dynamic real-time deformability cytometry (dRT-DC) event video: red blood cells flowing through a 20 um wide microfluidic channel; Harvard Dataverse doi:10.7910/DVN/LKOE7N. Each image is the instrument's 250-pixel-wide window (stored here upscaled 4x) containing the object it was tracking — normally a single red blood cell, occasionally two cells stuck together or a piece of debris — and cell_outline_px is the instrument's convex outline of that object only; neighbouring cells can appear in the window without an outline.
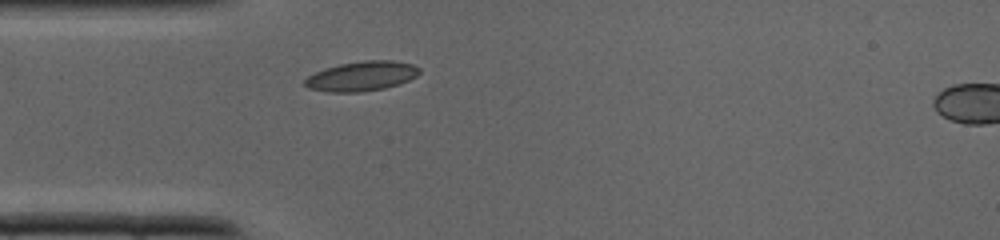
{"species": "common noctule bat (a hibernating species)", "species_latin": "Nyctalus noctula", "temperature_condition": "cold", "stored_images_in_passage": 28, "camera_frame_rate_fps": 3000, "um_per_image_px": 0.085, "animal": {"sex": "male", "body_mass_g": 19.0, "forearm_length_mm": 50.8}, "frame": {"image": 1, "passage_image": 1, "time_ms": 0.0, "image_size_px": [1000, 240], "cell_outline_px": [[420, 72], [416, 76], [408, 80], [384, 88], [360, 92], [328, 92], [308, 88], [304, 84], [304, 80], [308, 76], [324, 68], [340, 64], [364, 60], [392, 60], [412, 64], [420, 68]], "centroid_in_image_um": [30.72, 6.47], "position_along_channel_um": 54.3, "area_um2": 19.71}}
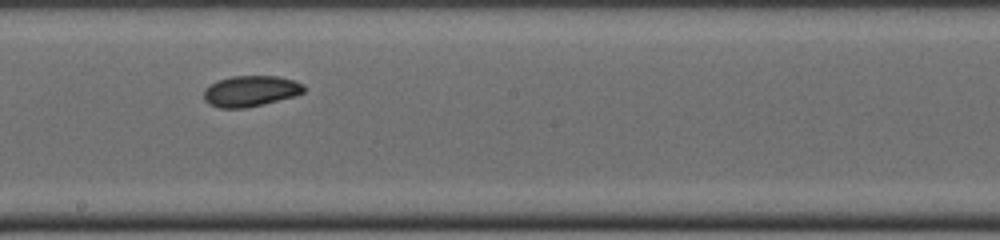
{"frame": {"image": 2, "passage_image": 11, "time_ms": 3.333, "image_size_px": [1000, 240], "cell_outline_px": [[308, 88], [304, 92], [296, 96], [244, 108], [220, 108], [208, 104], [204, 100], [204, 88], [216, 80], [232, 76], [276, 76], [292, 80], [304, 84]], "centroid_in_image_um": [21.29, 7.74], "position_along_channel_um": 226.9, "area_um2": 18.15}}
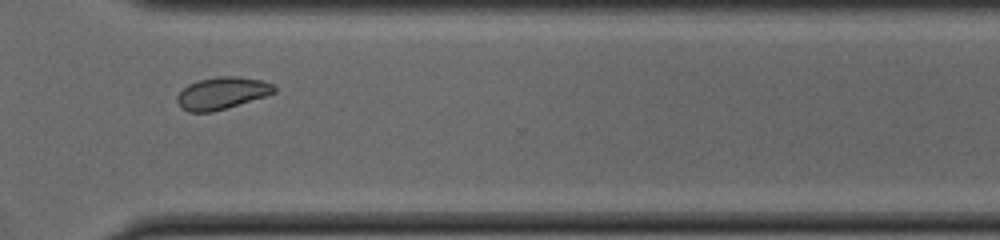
{"frame": {"image": 3, "passage_image": 18, "time_ms": 5.667, "image_size_px": [1000, 240], "cell_outline_px": [[276, 92], [268, 96], [212, 112], [188, 112], [180, 108], [176, 100], [176, 96], [188, 84], [200, 80], [220, 76], [236, 76], [260, 80], [272, 84], [276, 88]], "centroid_in_image_um": [18.86, 7.93], "position_along_channel_um": 351.7, "area_um2": 18.21}}